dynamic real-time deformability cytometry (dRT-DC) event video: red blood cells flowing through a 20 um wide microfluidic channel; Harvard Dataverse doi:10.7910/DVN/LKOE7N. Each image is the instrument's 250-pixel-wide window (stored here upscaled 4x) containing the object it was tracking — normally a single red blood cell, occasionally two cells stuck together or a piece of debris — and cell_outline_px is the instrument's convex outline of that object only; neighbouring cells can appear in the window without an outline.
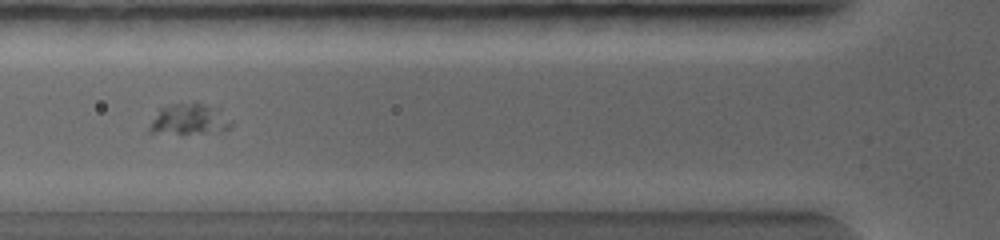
{"species": "common noctule bat (a hibernating species)", "species_latin": "Nyctalus noctula", "temperature_condition": "warm", "stored_images_in_passage": 22, "segment_of_instrument_passage": [1, 2], "camera_frame_rate_fps": 5000, "um_per_image_px": 0.085, "animal": {"sex": "female", "body_mass_g": 19.0, "forearm_length_mm": 56.7}, "frame": {"image": 1, "passage_image": 4, "time_ms": 2.0, "image_size_px": [1000, 240], "cell_outline_px": [[232, 128], [224, 132], [148, 132], [148, 124], [160, 108], [172, 104], [204, 104], [220, 108], [232, 120]], "centroid_in_image_um": [16.15, 10.14], "position_along_channel_um": 109.6, "area_um2": 14.57}}
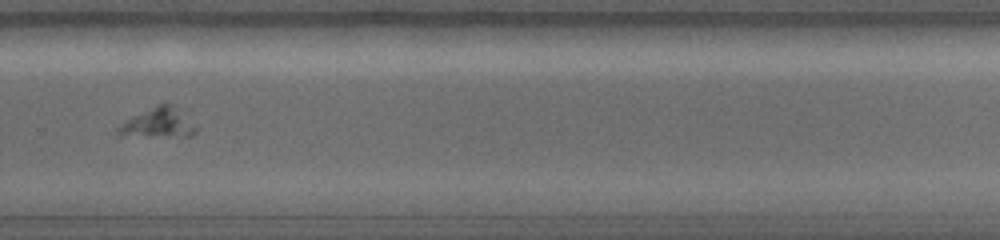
{"frame": {"image": 2, "passage_image": 9, "time_ms": 5.2, "image_size_px": [1000, 240], "cell_outline_px": [[196, 132], [192, 136], [116, 136], [116, 128], [132, 116], [160, 104], [168, 104], [196, 128]], "centroid_in_image_um": [13.32, 10.51], "position_along_channel_um": 316.5, "area_um2": 12.72}}
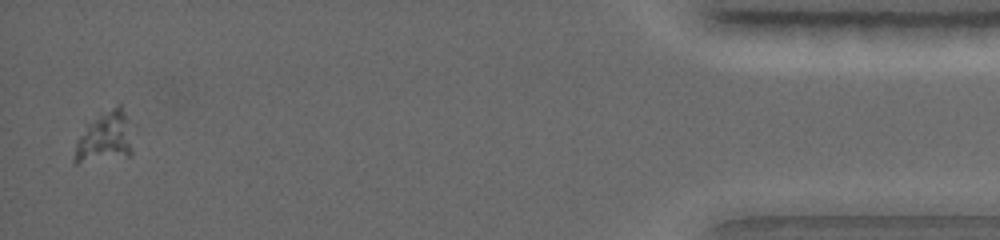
{"frame": {"image": 3, "passage_image": 20, "time_ms": 8.4, "image_size_px": [1000, 240], "cell_outline_px": [[132, 156], [76, 164], [72, 160], [76, 140], [84, 120], [120, 100], [128, 120], [132, 152]], "centroid_in_image_um": [8.83, 11.6], "position_along_channel_um": 426.4, "area_um2": 18.67}}